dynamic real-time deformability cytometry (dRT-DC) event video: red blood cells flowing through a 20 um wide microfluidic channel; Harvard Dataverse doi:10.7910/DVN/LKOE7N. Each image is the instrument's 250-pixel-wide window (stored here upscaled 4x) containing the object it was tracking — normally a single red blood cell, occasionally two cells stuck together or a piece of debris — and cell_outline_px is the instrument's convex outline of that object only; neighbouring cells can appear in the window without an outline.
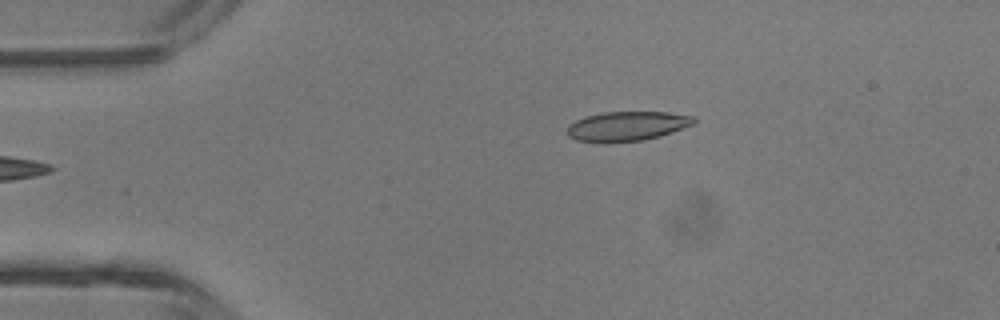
{"species": "common noctule bat (a hibernating species)", "species_latin": "Nyctalus noctula", "temperature_condition": "room temperature", "stored_images_in_passage": 4, "camera_frame_rate_fps": 3000, "um_per_image_px": 0.085, "animal": {"sex": "male", "body_mass_g": 13.3}, "frame": {"image": 1, "passage_image": 4, "time_ms": 1.0, "image_size_px": [1000, 320], "cell_outline_px": [[696, 120], [692, 124], [672, 132], [660, 136], [644, 140], [608, 144], [576, 140], [568, 136], [568, 124], [576, 120], [588, 116], [604, 112], [668, 112], [696, 116]], "centroid_in_image_um": [53.29, 10.74], "position_along_channel_um": 31.7, "area_um2": 22.02}}